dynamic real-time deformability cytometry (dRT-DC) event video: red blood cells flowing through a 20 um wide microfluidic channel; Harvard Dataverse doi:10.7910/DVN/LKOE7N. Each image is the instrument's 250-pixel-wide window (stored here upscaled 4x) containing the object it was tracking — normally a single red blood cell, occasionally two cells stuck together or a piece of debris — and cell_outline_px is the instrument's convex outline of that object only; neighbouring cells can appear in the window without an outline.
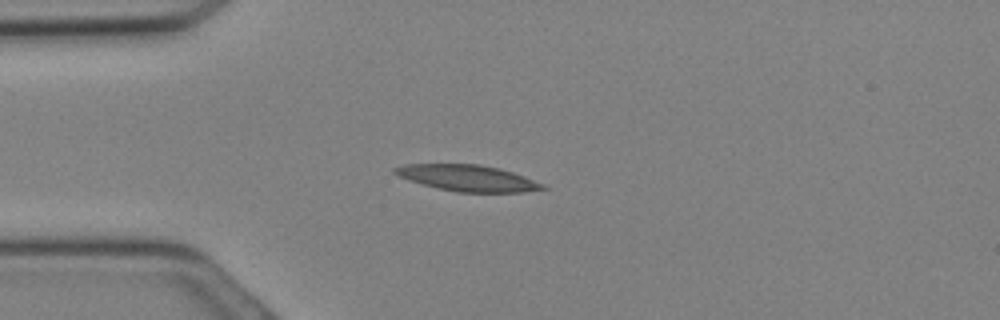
{"species": "Egyptian fruit bat (a non-hibernating species)", "species_latin": "Rousettus aegyptiacus", "temperature_condition": "cold", "stored_images_in_passage": 10, "camera_frame_rate_fps": 3000, "um_per_image_px": 0.085, "animal": {"sex": "female"}, "frame": {"image": 1, "passage_image": 5, "time_ms": 1.333, "image_size_px": [1000, 320], "cell_outline_px": [[548, 188], [524, 192], [456, 192], [408, 180], [392, 172], [392, 168], [404, 164], [480, 164], [500, 168], [524, 176], [544, 184]], "centroid_in_image_um": [39.76, 15.12], "position_along_channel_um": 45.2, "area_um2": 22.48}}
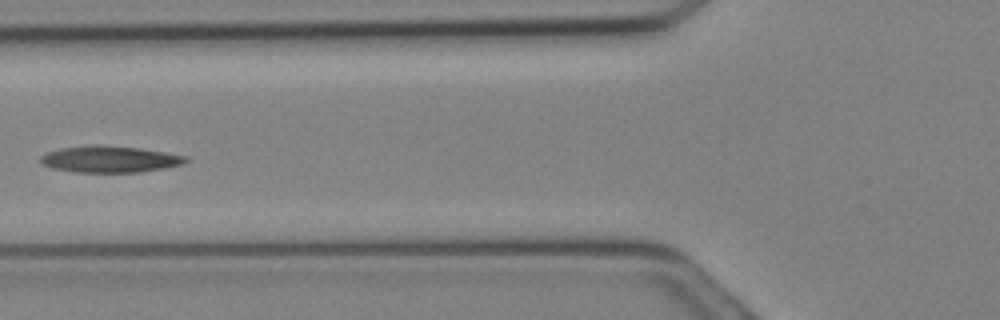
{"frame": {"image": 2, "passage_image": 9, "time_ms": 2.667, "image_size_px": [1000, 320], "cell_outline_px": [[188, 160], [184, 164], [164, 168], [140, 172], [76, 172], [52, 168], [44, 164], [40, 160], [40, 156], [48, 152], [60, 148], [92, 144], [140, 148], [188, 156]], "centroid_in_image_um": [9.35, 13.53], "position_along_channel_um": 116.5, "area_um2": 22.43}}